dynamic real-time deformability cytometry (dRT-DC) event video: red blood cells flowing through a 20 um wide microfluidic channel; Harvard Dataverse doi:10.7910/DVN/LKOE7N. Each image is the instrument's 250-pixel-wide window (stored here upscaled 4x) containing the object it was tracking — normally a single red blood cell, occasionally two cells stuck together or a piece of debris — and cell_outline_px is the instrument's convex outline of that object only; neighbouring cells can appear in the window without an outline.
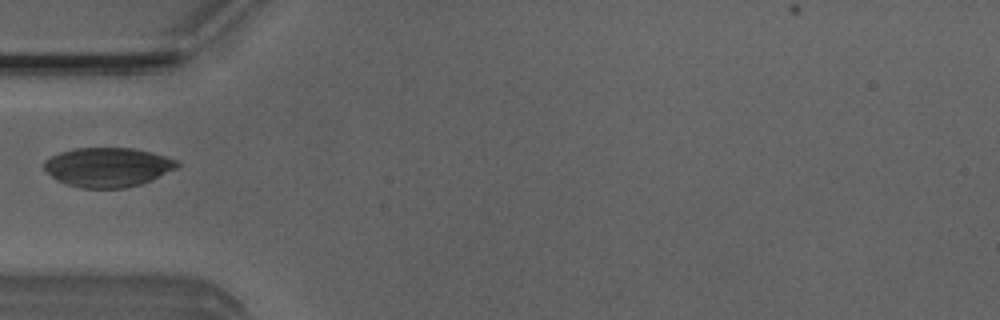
{"species": "Egyptian fruit bat (a non-hibernating species)", "species_latin": "Rousettus aegyptiacus", "temperature_condition": "room temperature", "stored_images_in_passage": 21, "camera_frame_rate_fps": 3000, "um_per_image_px": 0.085, "animal": {"sex": "male"}, "frame": {"image": 1, "passage_image": 1, "time_ms": 0.0, "image_size_px": [1000, 320], "cell_outline_px": [[180, 164], [176, 168], [152, 180], [140, 184], [124, 188], [80, 188], [56, 180], [44, 168], [44, 160], [60, 152], [76, 148], [132, 148], [152, 152], [176, 160]], "centroid_in_image_um": [9.16, 14.21], "position_along_channel_um": 75.8, "area_um2": 30.35}}